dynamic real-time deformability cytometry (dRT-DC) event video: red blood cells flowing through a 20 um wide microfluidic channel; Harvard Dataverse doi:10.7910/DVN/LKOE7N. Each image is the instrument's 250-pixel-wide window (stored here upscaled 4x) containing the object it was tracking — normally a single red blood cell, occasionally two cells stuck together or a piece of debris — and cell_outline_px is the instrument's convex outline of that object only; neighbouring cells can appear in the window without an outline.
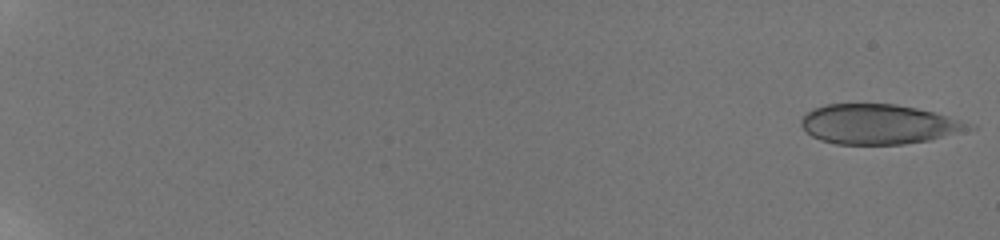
{"species": "human", "species_latin": "Homo sapiens", "temperature_condition": "room temperature", "stored_images_in_passage": 51, "camera_frame_rate_fps": 3000, "um_per_image_px": 0.085, "donor": {"sex": "male"}, "frame": {"image": 1, "passage_image": 1, "time_ms": 0.0, "image_size_px": [1000, 240], "cell_outline_px": [[976, 128], [928, 140], [904, 144], [836, 144], [820, 140], [812, 136], [800, 124], [800, 120], [812, 108], [828, 104], [896, 104], [916, 108], [932, 112], [976, 124]], "centroid_in_image_um": [74.69, 10.56], "position_along_channel_um": 10.3, "area_um2": 38.73}}
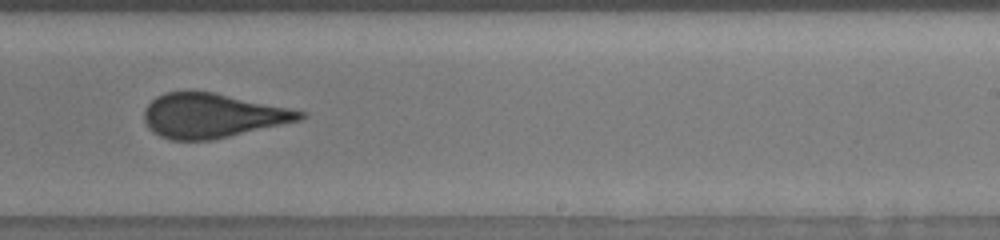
{"frame": {"image": 2, "passage_image": 36, "time_ms": 13.0, "image_size_px": [1000, 240], "cell_outline_px": [[308, 116], [300, 120], [212, 140], [172, 140], [160, 136], [152, 132], [148, 128], [144, 120], [144, 108], [156, 96], [164, 92], [192, 88], [212, 92], [308, 112]], "centroid_in_image_um": [17.99, 9.8], "position_along_channel_um": 271.0, "area_um2": 40.75}}
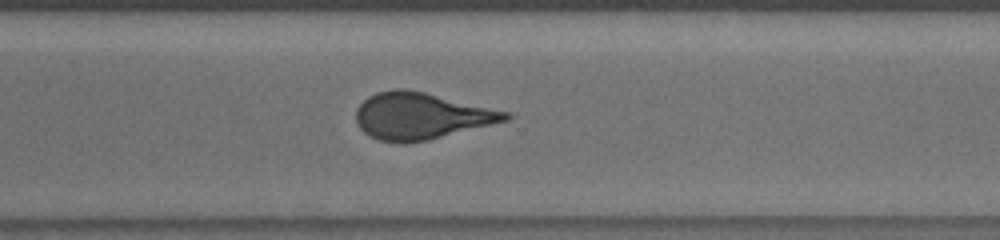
{"frame": {"image": 3, "passage_image": 40, "time_ms": 14.667, "image_size_px": [1000, 240], "cell_outline_px": [[516, 116], [508, 120], [492, 124], [424, 140], [404, 144], [400, 144], [380, 140], [364, 132], [360, 128], [356, 120], [356, 108], [368, 96], [376, 92], [392, 88], [404, 88], [424, 92], [512, 112]], "centroid_in_image_um": [35.8, 9.84], "position_along_channel_um": 334.8, "area_um2": 40.58}, "authors_computed_cell_mechanics": {"area_um2": 40.6334, "velocity_mm_per_s": 3.835, "shape_relaxation_time_tau1_ms": 8.0605, "shape_relaxation_time_tau2_ms": 0.8378, "deformation_change_tau1": 0.1793, "deformation_change_tau2": 0.0531}}